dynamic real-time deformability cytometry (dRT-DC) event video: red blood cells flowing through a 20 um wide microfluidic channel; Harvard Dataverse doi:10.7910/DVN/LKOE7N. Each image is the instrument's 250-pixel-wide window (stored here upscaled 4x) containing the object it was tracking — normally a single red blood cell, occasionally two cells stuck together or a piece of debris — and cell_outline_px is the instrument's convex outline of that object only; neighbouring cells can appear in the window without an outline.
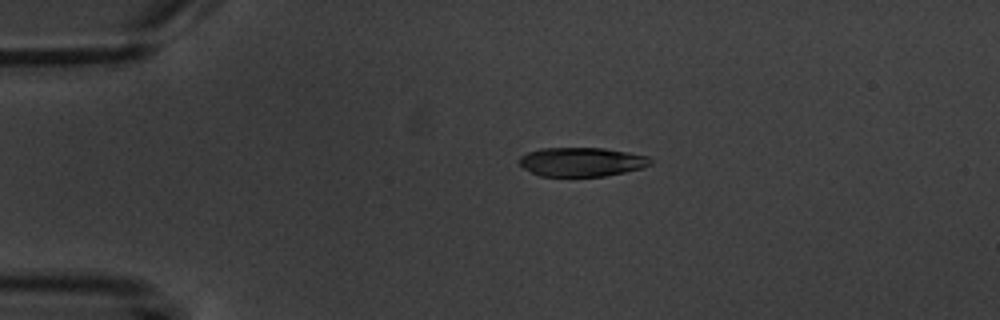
{"species": "common noctule bat (a hibernating species)", "species_latin": "Nyctalus noctula", "temperature_condition": "warm", "stored_images_in_passage": 4, "camera_frame_rate_fps": 3000, "um_per_image_px": 0.085, "animal": {"sex": "male", "body_mass_g": 20.1, "forearm_length_mm": 53.5}, "frame": {"image": 1, "passage_image": 2, "time_ms": 1.333, "image_size_px": [1000, 320], "cell_outline_px": [[652, 164], [640, 168], [624, 172], [604, 176], [540, 176], [524, 168], [520, 164], [520, 156], [528, 152], [540, 148], [604, 148], [628, 152], [648, 156], [652, 160]], "centroid_in_image_um": [49.45, 13.75], "position_along_channel_um": 35.6, "area_um2": 22.08}}